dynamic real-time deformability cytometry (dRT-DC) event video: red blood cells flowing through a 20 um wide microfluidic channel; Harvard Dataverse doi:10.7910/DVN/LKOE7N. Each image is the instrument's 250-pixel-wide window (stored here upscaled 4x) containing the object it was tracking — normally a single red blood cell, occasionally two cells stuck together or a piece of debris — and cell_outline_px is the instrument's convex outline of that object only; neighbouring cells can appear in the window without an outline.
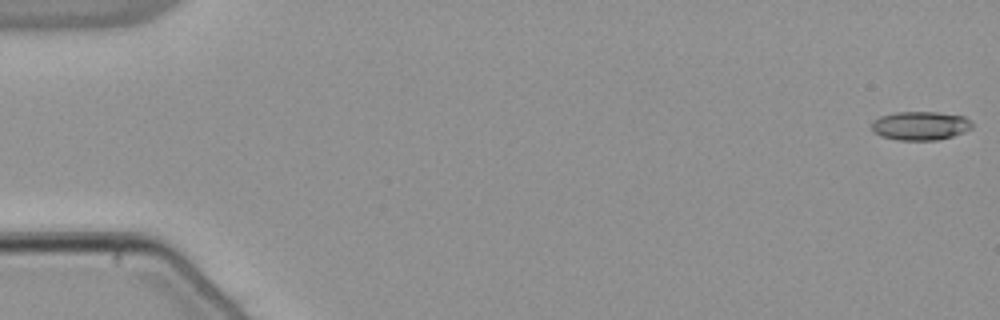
{"species": "common noctule bat (a hibernating species)", "species_latin": "Nyctalus noctula", "temperature_condition": "warm", "stored_images_in_passage": 10, "camera_frame_rate_fps": 3000, "um_per_image_px": 0.085, "animal": {"sex": "male", "body_mass_g": 21.5, "forearm_length_mm": 52.0}, "frame": {"image": 1, "passage_image": 1, "time_ms": 0.0, "image_size_px": [1000, 320], "cell_outline_px": [[972, 128], [964, 132], [952, 136], [936, 140], [896, 140], [880, 136], [872, 132], [872, 120], [880, 116], [896, 112], [936, 112], [964, 116], [972, 120]], "centroid_in_image_um": [78.21, 10.69], "position_along_channel_um": 6.8, "area_um2": 16.99}}